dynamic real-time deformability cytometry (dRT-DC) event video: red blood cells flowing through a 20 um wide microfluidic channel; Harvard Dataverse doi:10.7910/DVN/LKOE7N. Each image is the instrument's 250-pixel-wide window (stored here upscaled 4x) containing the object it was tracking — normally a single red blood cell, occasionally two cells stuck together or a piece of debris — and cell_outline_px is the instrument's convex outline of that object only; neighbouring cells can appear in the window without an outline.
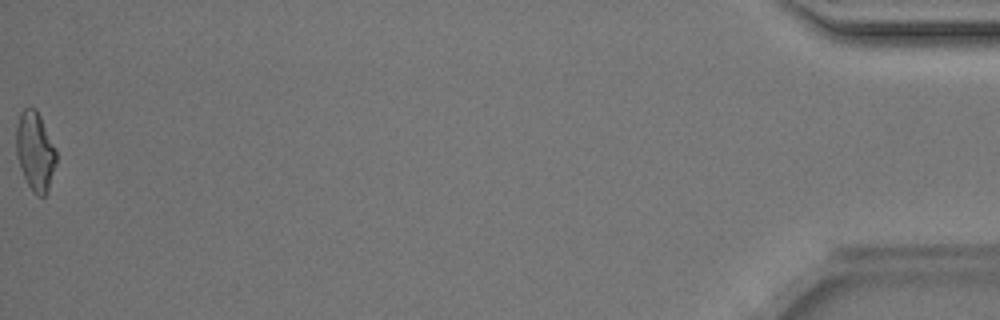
{"species": "Egyptian fruit bat (a non-hibernating species)", "species_latin": "Rousettus aegyptiacus", "temperature_condition": "room temperature", "stored_images_in_passage": 48, "camera_frame_rate_fps": 3000, "um_per_image_px": 0.085, "animal": {"sex": "male"}, "frame": {"image": 1, "passage_image": 48, "time_ms": 15.667, "image_size_px": [1000, 320], "cell_outline_px": [[56, 164], [48, 192], [44, 196], [36, 196], [32, 192], [20, 168], [16, 156], [16, 128], [20, 116], [24, 108], [36, 108], [56, 148]], "centroid_in_image_um": [3.0, 12.89], "position_along_channel_um": 432.2, "area_um2": 18.5}, "authors_computed_cell_mechanics": {"area_um2": 19.0162, "velocity_mm_per_s": 4.1485, "shape_relaxation_time_tau1_ms": 3.7671, "shape_relaxation_time_tau2_ms": 2.0643, "deformation_change_tau1": 0.1514, "deformation_change_tau2": 0.0889}}